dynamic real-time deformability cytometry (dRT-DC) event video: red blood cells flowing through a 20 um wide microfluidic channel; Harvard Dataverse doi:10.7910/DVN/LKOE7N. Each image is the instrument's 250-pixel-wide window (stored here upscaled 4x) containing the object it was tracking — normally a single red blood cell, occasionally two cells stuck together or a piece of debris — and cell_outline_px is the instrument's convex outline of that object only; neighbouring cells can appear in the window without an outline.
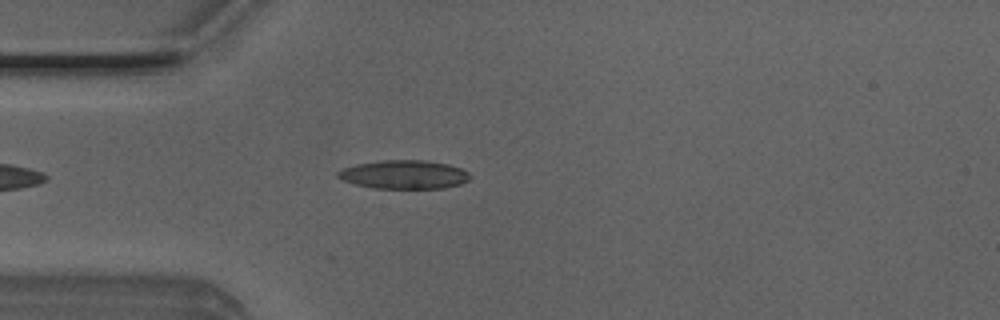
{"species": "Egyptian fruit bat (a non-hibernating species)", "species_latin": "Rousettus aegyptiacus", "temperature_condition": "room temperature", "stored_images_in_passage": 42, "camera_frame_rate_fps": 3000, "um_per_image_px": 0.085, "animal": {"sex": "male"}, "frame": {"image": 1, "passage_image": 5, "time_ms": 1.333, "image_size_px": [1000, 320], "cell_outline_px": [[472, 176], [468, 180], [460, 184], [444, 188], [372, 188], [356, 184], [344, 180], [336, 176], [336, 172], [340, 168], [356, 164], [384, 160], [424, 160], [448, 164], [460, 168], [468, 172]], "centroid_in_image_um": [34.33, 14.83], "position_along_channel_um": 50.7, "area_um2": 22.08}}
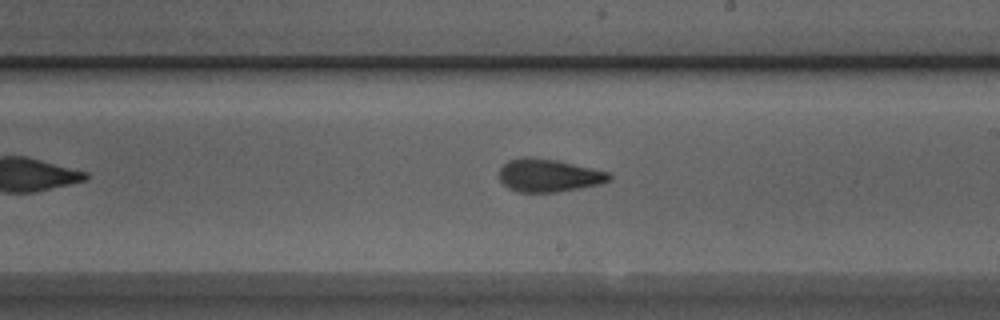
{"frame": {"image": 2, "passage_image": 20, "time_ms": 6.333, "image_size_px": [1000, 320], "cell_outline_px": [[612, 180], [600, 184], [580, 188], [556, 192], [516, 192], [508, 188], [500, 180], [500, 168], [508, 160], [524, 156], [528, 156], [556, 160], [608, 172], [612, 176]], "centroid_in_image_um": [46.63, 14.91], "position_along_channel_um": 242.4, "area_um2": 21.1}}
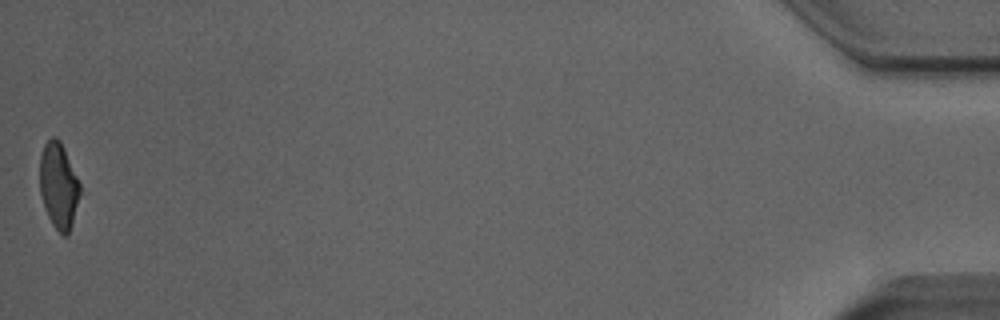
{"frame": {"image": 3, "passage_image": 42, "time_ms": 13.667, "image_size_px": [1000, 320], "cell_outline_px": [[88, 192], [68, 236], [64, 236], [52, 224], [44, 208], [40, 192], [40, 156], [44, 144], [52, 136], [56, 136], [60, 140]], "centroid_in_image_um": [5.13, 15.83], "position_along_channel_um": 430.1, "area_um2": 22.02}, "authors_computed_cell_mechanics": {"area_um2": 21.1259, "velocity_mm_per_s": 3.9928, "shape_relaxation_time_tau1_ms": 5.1174, "shape_relaxation_time_tau2_ms": 1.4309, "deformation_change_tau1": 0.1604, "deformation_change_tau2": 0.0898}}